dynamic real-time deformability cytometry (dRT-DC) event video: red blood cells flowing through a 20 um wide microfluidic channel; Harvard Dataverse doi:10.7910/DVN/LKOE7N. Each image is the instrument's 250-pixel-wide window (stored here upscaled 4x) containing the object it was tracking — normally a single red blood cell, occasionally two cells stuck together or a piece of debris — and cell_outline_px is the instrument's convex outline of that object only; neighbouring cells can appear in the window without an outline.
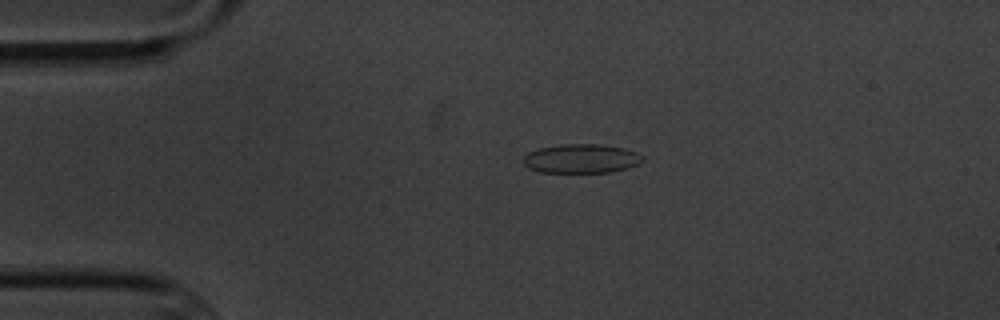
{"species": "common noctule bat (a hibernating species)", "species_latin": "Nyctalus noctula", "temperature_condition": "cold", "stored_images_in_passage": 4, "camera_frame_rate_fps": 3000, "um_per_image_px": 0.085, "animal": {"sex": "male", "body_mass_g": 20.1, "forearm_length_mm": 53.5}, "frame": {"image": 1, "passage_image": 3, "time_ms": 3.333, "image_size_px": [1000, 320], "cell_outline_px": [[644, 160], [628, 168], [608, 172], [540, 172], [528, 168], [524, 164], [524, 156], [528, 152], [540, 148], [560, 144], [596, 144], [624, 148], [636, 152], [644, 156]], "centroid_in_image_um": [49.4, 13.48], "position_along_channel_um": 35.6, "area_um2": 20.11}}